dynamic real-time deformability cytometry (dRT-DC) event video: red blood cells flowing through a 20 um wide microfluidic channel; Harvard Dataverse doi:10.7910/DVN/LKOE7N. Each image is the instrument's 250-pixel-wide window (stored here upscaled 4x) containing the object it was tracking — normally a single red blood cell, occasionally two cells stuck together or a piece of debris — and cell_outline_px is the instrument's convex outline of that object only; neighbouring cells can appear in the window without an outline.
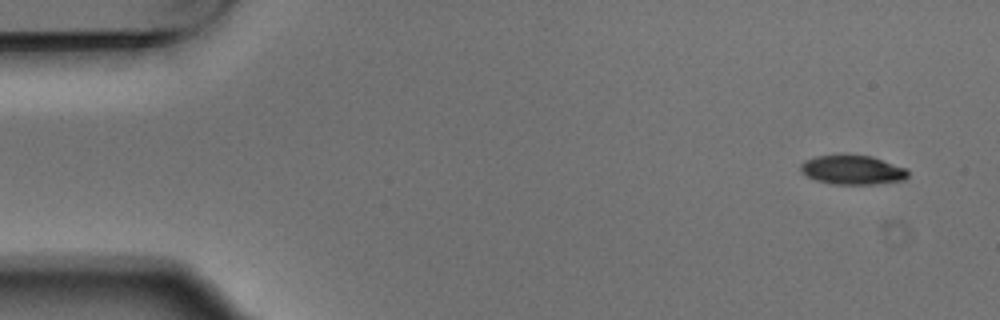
{"species": "Egyptian fruit bat (a non-hibernating species)", "species_latin": "Rousettus aegyptiacus", "temperature_condition": "warm", "stored_images_in_passage": 5, "camera_frame_rate_fps": 3000, "um_per_image_px": 0.085, "animal": {"sex": "male"}, "frame": {"image": 1, "passage_image": 1, "time_ms": 0.0, "image_size_px": [1000, 320], "cell_outline_px": [[908, 176], [904, 180], [872, 184], [832, 184], [816, 180], [800, 172], [800, 164], [804, 160], [816, 156], [872, 156], [904, 168], [908, 172]], "centroid_in_image_um": [72.43, 14.46], "position_along_channel_um": 12.6, "area_um2": 17.92}}
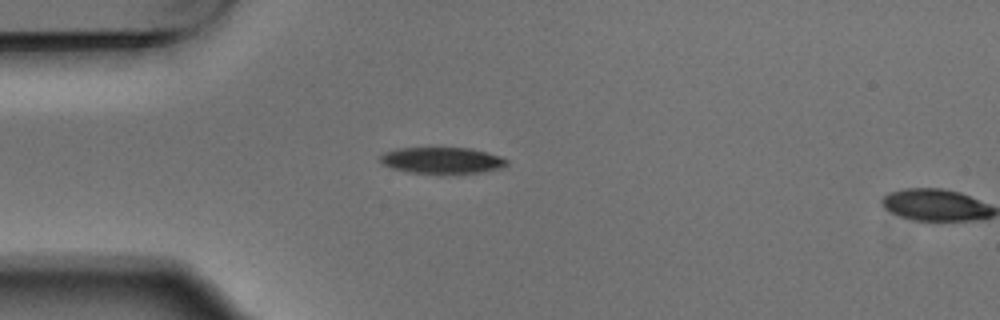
{"frame": {"image": 2, "passage_image": 4, "time_ms": 1.0, "image_size_px": [1000, 320], "cell_outline_px": [[508, 164], [500, 168], [480, 172], [440, 176], [408, 172], [392, 168], [380, 164], [380, 156], [384, 152], [396, 148], [472, 148], [488, 152], [500, 156], [508, 160]], "centroid_in_image_um": [37.55, 13.66], "position_along_channel_um": 47.4, "area_um2": 20.17}}